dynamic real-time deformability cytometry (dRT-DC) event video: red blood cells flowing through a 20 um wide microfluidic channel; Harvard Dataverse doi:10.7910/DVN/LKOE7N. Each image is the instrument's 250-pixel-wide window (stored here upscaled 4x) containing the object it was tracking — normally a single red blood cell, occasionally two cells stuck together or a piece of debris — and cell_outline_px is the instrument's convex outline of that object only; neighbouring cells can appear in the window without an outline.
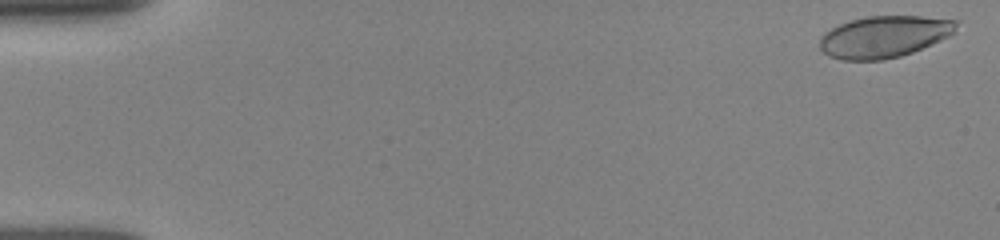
{"species": "human", "species_latin": "Homo sapiens", "temperature_condition": "room temperature", "stored_images_in_passage": 25, "camera_frame_rate_fps": 3000, "um_per_image_px": 0.085, "donor": {"sex": "female"}, "frame": {"image": 1, "passage_image": 1, "time_ms": 0.0, "image_size_px": [1000, 240], "cell_outline_px": [[960, 20], [956, 32], [940, 40], [912, 52], [900, 56], [884, 60], [840, 60], [828, 56], [820, 48], [820, 36], [824, 32], [840, 24], [852, 20], [868, 16], [920, 16]], "centroid_in_image_um": [75.16, 3.12], "position_along_channel_um": 9.8, "area_um2": 33.29}}
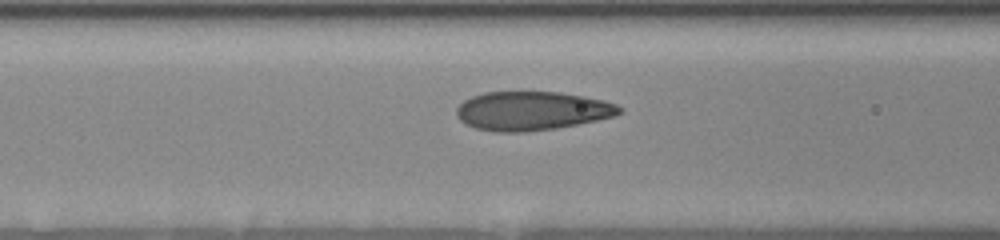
{"frame": {"image": 2, "passage_image": 15, "time_ms": 6.667, "image_size_px": [1000, 240], "cell_outline_px": [[624, 112], [616, 116], [556, 128], [524, 132], [496, 132], [476, 128], [460, 120], [456, 116], [456, 108], [464, 100], [472, 96], [484, 92], [560, 92], [584, 96], [604, 100], [616, 104], [624, 108]], "centroid_in_image_um": [45.24, 9.42], "position_along_channel_um": 121.4, "area_um2": 36.99}}
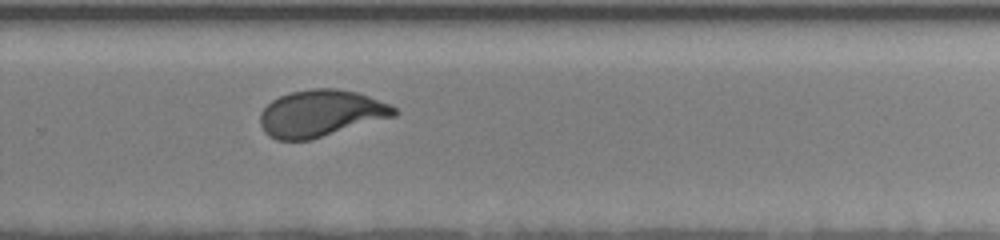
{"frame": {"image": 3, "passage_image": 25, "time_ms": 11.333, "image_size_px": [1000, 240], "cell_outline_px": [[400, 112], [396, 116], [308, 140], [276, 140], [268, 136], [264, 132], [260, 124], [260, 112], [272, 100], [280, 96], [292, 92], [312, 88], [336, 88], [356, 92], [392, 104]], "centroid_in_image_um": [27.28, 9.63], "position_along_channel_um": 302.5, "area_um2": 36.59}}